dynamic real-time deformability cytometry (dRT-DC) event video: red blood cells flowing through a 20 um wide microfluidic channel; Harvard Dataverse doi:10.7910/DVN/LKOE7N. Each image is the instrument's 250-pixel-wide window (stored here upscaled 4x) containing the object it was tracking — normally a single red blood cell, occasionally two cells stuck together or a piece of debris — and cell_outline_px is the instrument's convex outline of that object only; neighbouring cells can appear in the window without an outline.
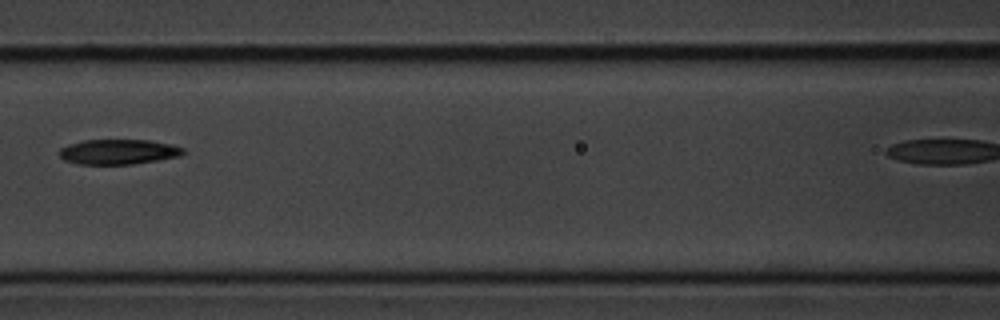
{"species": "common noctule bat (a hibernating species)", "species_latin": "Nyctalus noctula", "temperature_condition": "cold", "stored_images_in_passage": 4, "segment_of_instrument_passage": [1, 2], "camera_frame_rate_fps": 3000, "um_per_image_px": 0.085, "animal": {"sex": "male", "body_mass_g": 20.1, "forearm_length_mm": 53.5}, "frame": {"image": 1, "passage_image": 3, "time_ms": 2.333, "image_size_px": [1000, 320], "cell_outline_px": [[184, 152], [180, 156], [132, 164], [80, 164], [64, 160], [60, 156], [60, 148], [68, 144], [84, 140], [148, 140], [172, 144], [184, 148]], "centroid_in_image_um": [10.06, 12.9], "position_along_channel_um": 156.5, "area_um2": 17.98}}